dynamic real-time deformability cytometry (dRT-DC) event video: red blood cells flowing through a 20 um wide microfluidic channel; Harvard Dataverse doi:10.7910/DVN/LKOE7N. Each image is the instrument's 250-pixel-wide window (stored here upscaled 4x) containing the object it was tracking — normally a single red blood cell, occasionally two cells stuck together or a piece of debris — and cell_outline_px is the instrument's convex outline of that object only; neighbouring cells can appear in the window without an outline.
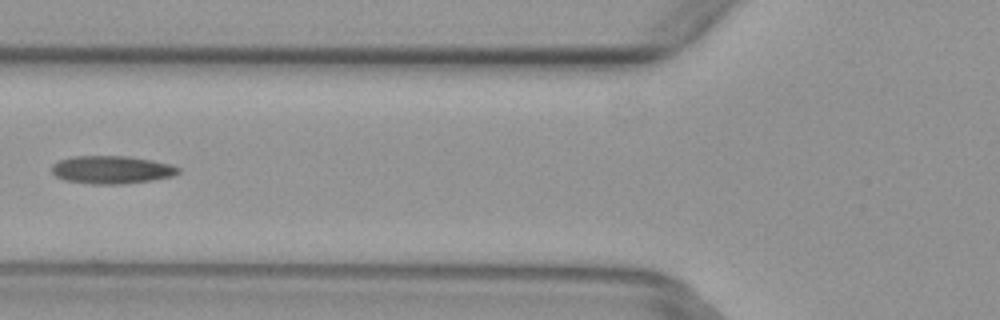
{"species": "common noctule bat (a hibernating species)", "species_latin": "Nyctalus noctula", "temperature_condition": "warm", "stored_images_in_passage": 5, "camera_frame_rate_fps": 3000, "um_per_image_px": 0.085, "animal": {"sex": "female", "body_mass_g": 29.2, "forearm_length_mm": 56.3}, "frame": {"image": 1, "passage_image": 5, "time_ms": 1.333, "image_size_px": [1000, 320], "cell_outline_px": [[180, 172], [172, 176], [152, 180], [124, 184], [88, 184], [64, 180], [56, 176], [52, 172], [52, 164], [60, 160], [76, 156], [128, 156], [152, 160], [172, 164], [180, 168]], "centroid_in_image_um": [9.51, 14.43], "position_along_channel_um": 116.3, "area_um2": 20.69}}